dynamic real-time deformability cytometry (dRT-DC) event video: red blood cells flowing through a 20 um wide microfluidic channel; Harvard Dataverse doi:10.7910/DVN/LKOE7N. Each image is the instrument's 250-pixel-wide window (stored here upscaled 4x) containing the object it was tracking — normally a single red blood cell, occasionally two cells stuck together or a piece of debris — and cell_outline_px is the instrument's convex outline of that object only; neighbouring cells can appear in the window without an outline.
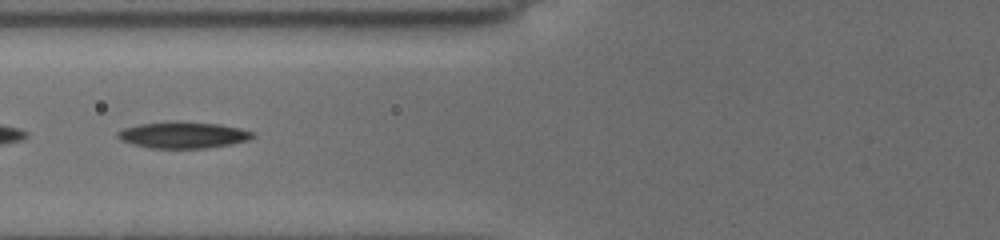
{"species": "common noctule bat (a hibernating species)", "species_latin": "Nyctalus noctula", "temperature_condition": "cold", "stored_images_in_passage": 9, "camera_frame_rate_fps": 3000, "um_per_image_px": 0.085, "animal": {"sex": "female", "body_mass_g": 19.5, "forearm_length_mm": 54.1}, "frame": {"image": 1, "passage_image": 6, "time_ms": 4.333, "image_size_px": [1000, 240], "cell_outline_px": [[256, 136], [248, 140], [232, 144], [204, 148], [152, 148], [132, 144], [116, 136], [116, 132], [124, 128], [140, 124], [172, 120], [176, 120], [220, 124], [240, 128], [252, 132]], "centroid_in_image_um": [15.58, 11.46], "position_along_channel_um": 110.2, "area_um2": 20.92}}
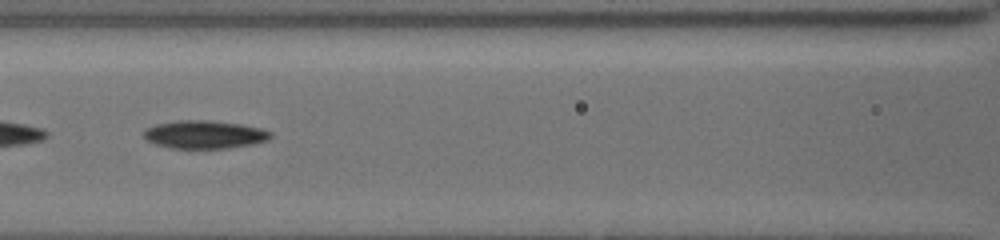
{"frame": {"image": 2, "passage_image": 7, "time_ms": 5.333, "image_size_px": [1000, 240], "cell_outline_px": [[272, 136], [268, 140], [252, 144], [228, 148], [168, 148], [156, 144], [148, 140], [144, 136], [144, 132], [148, 128], [156, 124], [176, 120], [204, 120], [240, 124], [260, 128], [272, 132]], "centroid_in_image_um": [17.39, 11.43], "position_along_channel_um": 149.2, "area_um2": 20.58}}
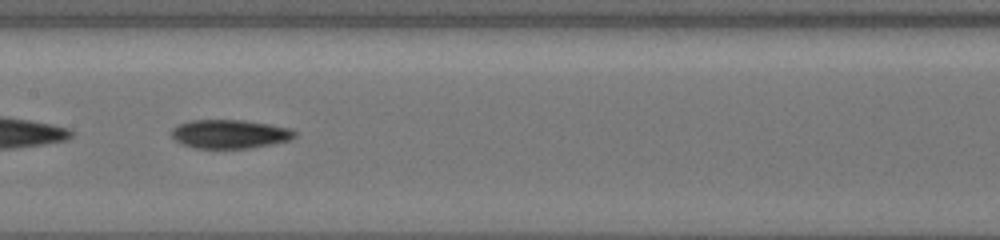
{"frame": {"image": 3, "passage_image": 8, "time_ms": 6.333, "image_size_px": [1000, 240], "cell_outline_px": [[296, 136], [288, 140], [272, 144], [248, 148], [196, 148], [180, 144], [172, 136], [172, 128], [180, 124], [192, 120], [240, 120], [268, 124], [288, 128], [296, 132]], "centroid_in_image_um": [19.51, 11.39], "position_along_channel_um": 187.9, "area_um2": 20.4}}